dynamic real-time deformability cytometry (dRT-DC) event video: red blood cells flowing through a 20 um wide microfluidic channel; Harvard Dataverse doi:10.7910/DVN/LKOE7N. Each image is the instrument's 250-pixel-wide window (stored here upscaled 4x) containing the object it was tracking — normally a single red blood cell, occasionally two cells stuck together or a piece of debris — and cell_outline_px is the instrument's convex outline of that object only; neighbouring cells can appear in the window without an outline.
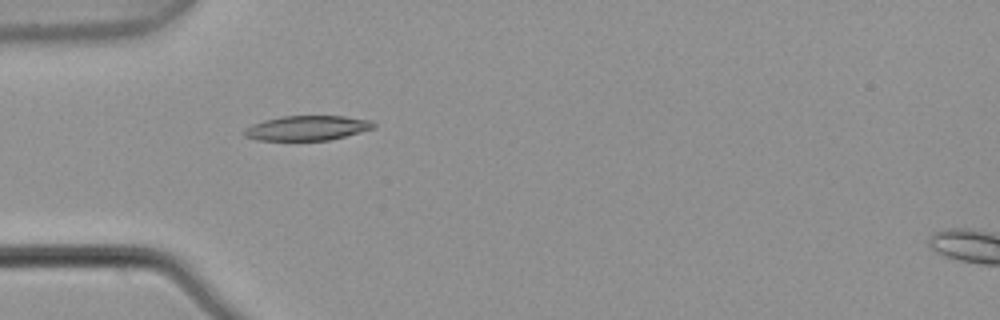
{"species": "common noctule bat (a hibernating species)", "species_latin": "Nyctalus noctula", "temperature_condition": "warm", "stored_images_in_passage": 5, "camera_frame_rate_fps": 3000, "um_per_image_px": 0.085, "animal": {"sex": "male", "body_mass_g": 21.5, "forearm_length_mm": 52.0}, "frame": {"image": 1, "passage_image": 5, "time_ms": 1.333, "image_size_px": [1000, 320], "cell_outline_px": [[376, 128], [328, 140], [256, 140], [244, 136], [240, 132], [244, 128], [252, 124], [264, 120], [280, 116], [344, 116], [372, 120], [376, 124]], "centroid_in_image_um": [26.08, 10.88], "position_along_channel_um": 58.9, "area_um2": 18.84}}